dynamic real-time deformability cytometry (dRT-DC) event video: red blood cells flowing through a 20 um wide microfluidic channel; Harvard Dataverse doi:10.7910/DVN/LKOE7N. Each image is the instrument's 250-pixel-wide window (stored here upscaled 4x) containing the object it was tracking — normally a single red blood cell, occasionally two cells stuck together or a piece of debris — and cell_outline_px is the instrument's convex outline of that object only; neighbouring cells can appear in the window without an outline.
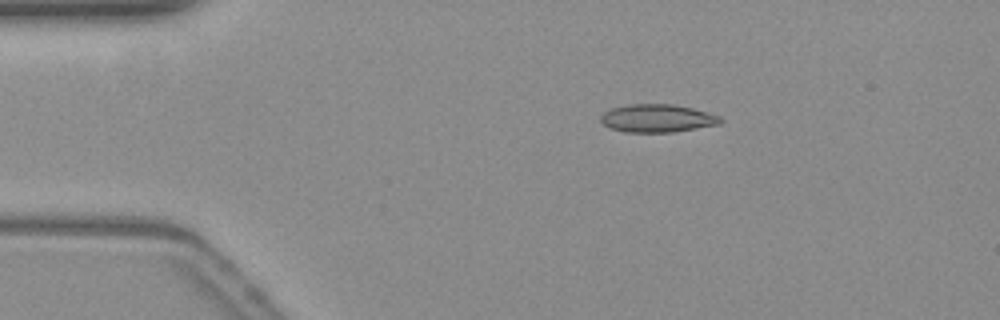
{"species": "common noctule bat (a hibernating species)", "species_latin": "Nyctalus noctula", "temperature_condition": "warm", "stored_images_in_passage": 39, "camera_frame_rate_fps": 3000, "um_per_image_px": 0.085, "animal": {"sex": "female", "body_mass_g": 19.3, "forearm_length_mm": 54.1}, "frame": {"image": 1, "passage_image": 1, "time_ms": 0.0, "image_size_px": [1000, 320], "cell_outline_px": [[724, 120], [720, 124], [672, 132], [624, 132], [612, 128], [604, 124], [600, 120], [600, 116], [604, 112], [612, 108], [628, 104], [676, 104], [692, 108], [720, 116]], "centroid_in_image_um": [55.88, 10.05], "position_along_channel_um": 29.1, "area_um2": 19.48}}
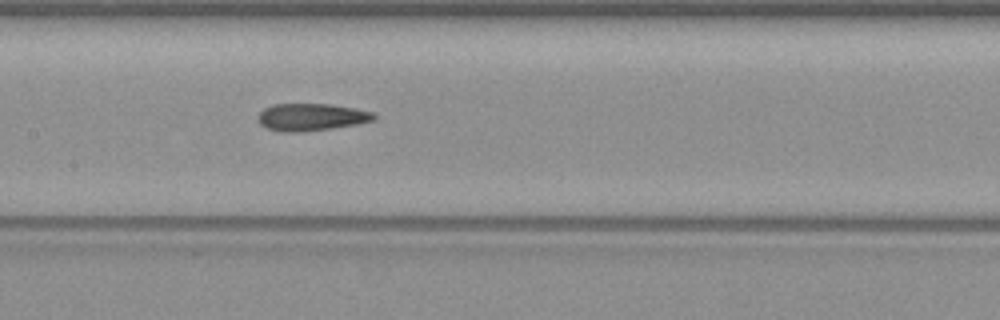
{"frame": {"image": 2, "passage_image": 17, "time_ms": 5.333, "image_size_px": [1000, 320], "cell_outline_px": [[376, 116], [372, 120], [356, 124], [332, 128], [300, 132], [280, 132], [268, 128], [260, 124], [260, 112], [264, 108], [272, 104], [332, 104], [372, 112]], "centroid_in_image_um": [26.43, 9.95], "position_along_channel_um": 181.0, "area_um2": 18.15}}
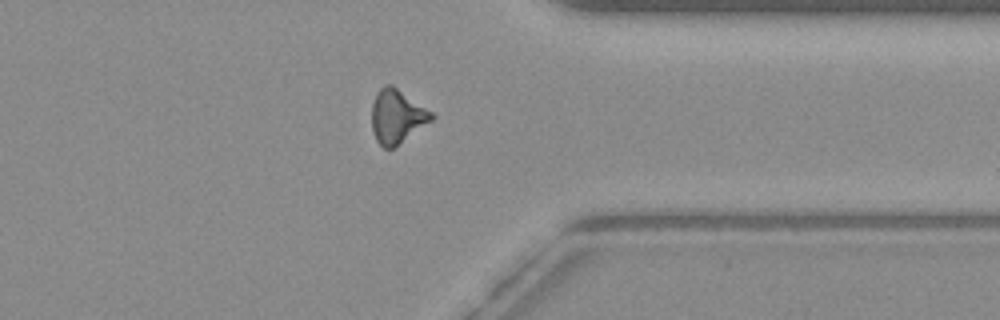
{"frame": {"image": 3, "passage_image": 33, "time_ms": 10.667, "image_size_px": [1000, 320], "cell_outline_px": [[436, 116], [432, 120], [392, 148], [384, 148], [376, 140], [372, 128], [372, 104], [376, 92], [384, 84], [392, 84], [432, 112]], "centroid_in_image_um": [33.72, 9.86], "position_along_channel_um": 377.7, "area_um2": 18.5}}